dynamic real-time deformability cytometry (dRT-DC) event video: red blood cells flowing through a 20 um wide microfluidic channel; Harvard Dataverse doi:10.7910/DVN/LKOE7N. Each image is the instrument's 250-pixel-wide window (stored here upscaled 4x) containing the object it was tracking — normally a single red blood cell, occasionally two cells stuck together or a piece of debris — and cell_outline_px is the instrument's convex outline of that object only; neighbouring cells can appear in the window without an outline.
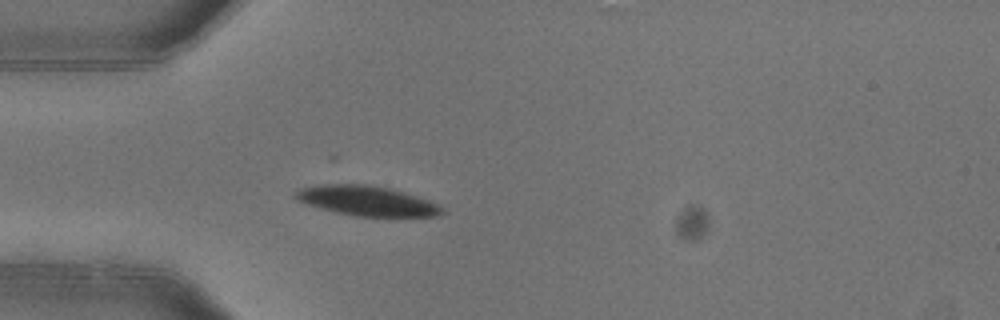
{"species": "common noctule bat (a hibernating species)", "species_latin": "Nyctalus noctula", "temperature_condition": "warm", "stored_images_in_passage": 4, "camera_frame_rate_fps": 3000, "um_per_image_px": 0.085, "animal": {"sex": "female"}, "frame": {"image": 1, "passage_image": 4, "time_ms": 1.0, "image_size_px": [1000, 320], "cell_outline_px": [[444, 212], [440, 216], [356, 216], [336, 212], [304, 204], [296, 200], [292, 196], [300, 188], [320, 184], [368, 184], [388, 188], [404, 192], [428, 200], [436, 204]], "centroid_in_image_um": [31.11, 17.06], "position_along_channel_um": 53.9, "area_um2": 25.37}}